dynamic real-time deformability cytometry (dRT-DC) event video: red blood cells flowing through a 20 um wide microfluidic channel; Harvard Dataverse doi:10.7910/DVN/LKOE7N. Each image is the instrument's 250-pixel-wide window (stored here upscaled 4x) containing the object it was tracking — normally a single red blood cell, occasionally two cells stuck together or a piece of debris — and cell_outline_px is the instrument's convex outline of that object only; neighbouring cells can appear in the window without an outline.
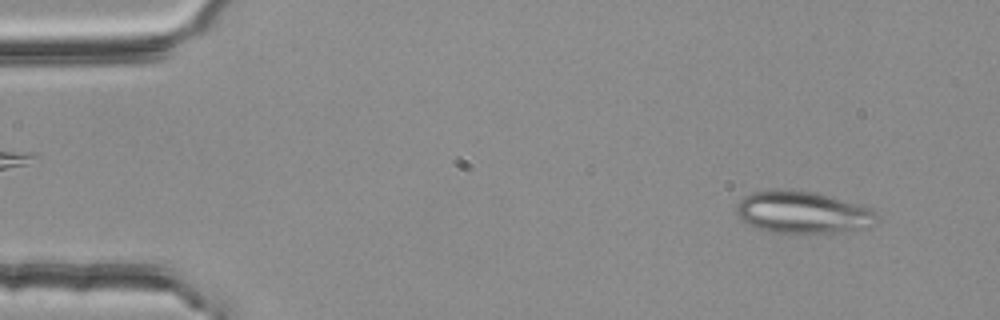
{"species": "common noctule bat (a hibernating species)", "species_latin": "Nyctalus noctula", "temperature_condition": "room temperature", "stored_images_in_passage": 53, "camera_frame_rate_fps": 3000, "um_per_image_px": 0.085, "animal": {"sex": "female", "body_mass_g": 25.1}, "frame": {"image": 1, "passage_image": 4, "time_ms": 1.0, "image_size_px": [1000, 320], "cell_outline_px": [[880, 220], [876, 224], [832, 232], [772, 232], [756, 228], [740, 220], [736, 212], [736, 204], [744, 196], [752, 192], [808, 192], [828, 196], [868, 208], [876, 212], [880, 216]], "centroid_in_image_um": [68.19, 18.08], "position_along_channel_um": 16.8, "area_um2": 33.0}}
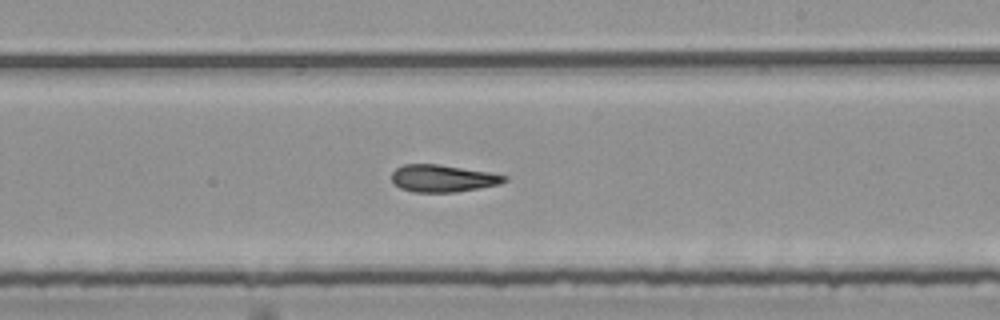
{"frame": {"image": 2, "passage_image": 31, "time_ms": 10.0, "image_size_px": [1000, 320], "cell_outline_px": [[508, 180], [500, 184], [456, 192], [412, 192], [400, 188], [392, 180], [392, 172], [396, 168], [404, 164], [440, 164], [488, 172], [508, 176]], "centroid_in_image_um": [37.64, 15.16], "position_along_channel_um": 251.4, "area_um2": 17.86}}
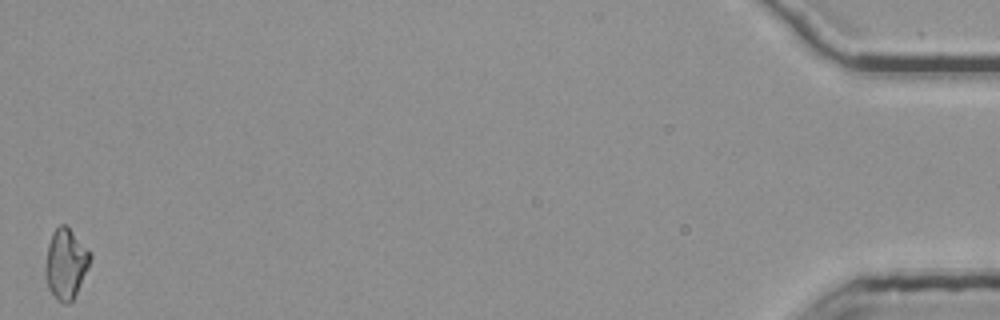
{"frame": {"image": 3, "passage_image": 53, "time_ms": 17.333, "image_size_px": [1000, 320], "cell_outline_px": [[92, 256], [88, 268], [72, 300], [68, 304], [64, 304], [56, 300], [48, 288], [44, 276], [44, 268], [48, 244], [52, 232], [60, 224], [64, 224], [92, 252]], "centroid_in_image_um": [5.57, 22.43], "position_along_channel_um": 429.6, "area_um2": 18.44}, "authors_computed_cell_mechanics": {"area_um2": 18.496, "velocity_mm_per_s": 3.7726, "shape_relaxation_time_tau1_ms": null, "shape_relaxation_time_tau2_ms": 3.8763, "deformation_change_tau1": null, "deformation_change_tau2": 0.1381}}